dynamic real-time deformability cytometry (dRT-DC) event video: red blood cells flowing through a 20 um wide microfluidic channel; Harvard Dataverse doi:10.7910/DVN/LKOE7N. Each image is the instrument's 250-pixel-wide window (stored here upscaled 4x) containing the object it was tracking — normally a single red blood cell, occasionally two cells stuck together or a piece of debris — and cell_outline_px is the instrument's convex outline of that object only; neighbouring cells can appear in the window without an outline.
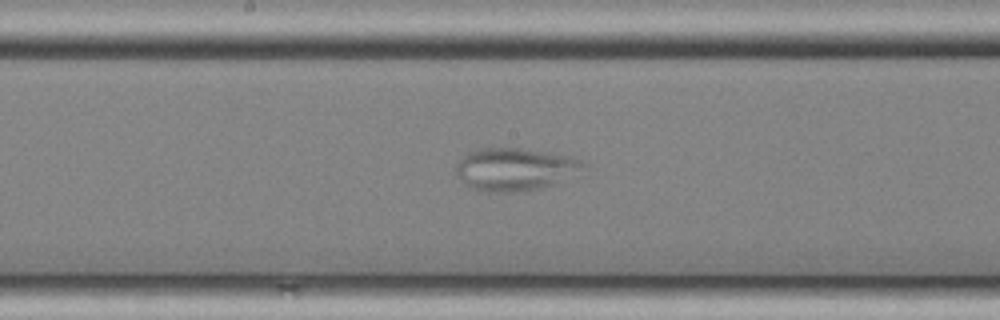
{"species": "common noctule bat (a hibernating species)", "species_latin": "Nyctalus noctula", "temperature_condition": "cold", "stored_images_in_passage": 51, "camera_frame_rate_fps": 3000, "um_per_image_px": 0.085, "animal": {"sex": "female", "body_mass_g": 25.1}, "frame": {"image": 1, "passage_image": 25, "time_ms": 8.0, "image_size_px": [1000, 320], "cell_outline_px": [[588, 176], [540, 188], [516, 192], [484, 192], [468, 188], [460, 180], [456, 172], [456, 164], [468, 152], [480, 148], [520, 148], [548, 152], [572, 156], [588, 164]], "centroid_in_image_um": [43.95, 14.41], "position_along_channel_um": 204.3, "area_um2": 33.12}}
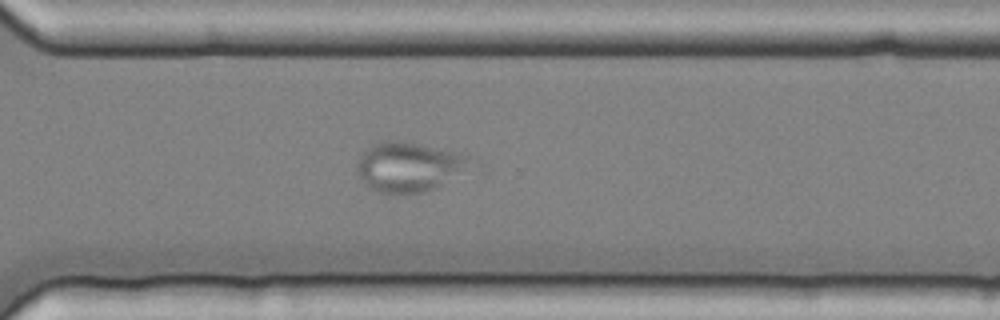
{"frame": {"image": 2, "passage_image": 36, "time_ms": 11.667, "image_size_px": [1000, 320], "cell_outline_px": [[476, 160], [436, 188], [424, 192], [376, 192], [364, 184], [356, 168], [356, 164], [360, 156], [372, 144], [396, 140], [456, 152], [472, 156]], "centroid_in_image_um": [34.72, 14.18], "position_along_channel_um": 335.9, "area_um2": 31.91}}
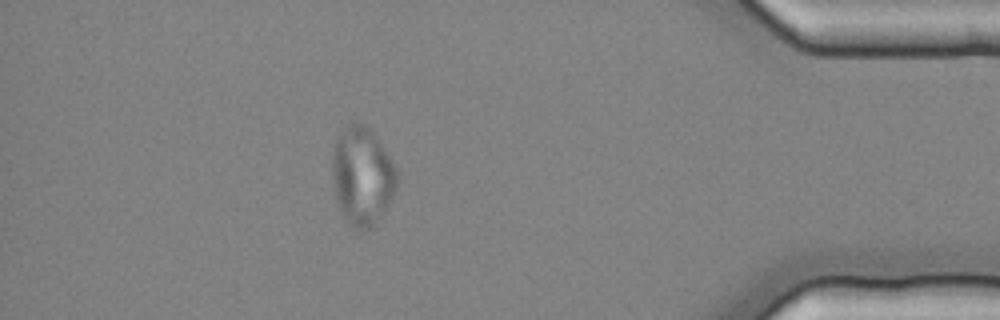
{"frame": {"image": 3, "passage_image": 45, "time_ms": 14.667, "image_size_px": [1000, 320], "cell_outline_px": [[400, 180], [384, 212], [372, 228], [364, 232], [352, 228], [344, 216], [336, 200], [332, 176], [332, 152], [336, 140], [352, 124], [364, 124], [372, 128], [400, 172]], "centroid_in_image_um": [30.84, 15.0], "position_along_channel_um": 404.4, "area_um2": 37.4}}